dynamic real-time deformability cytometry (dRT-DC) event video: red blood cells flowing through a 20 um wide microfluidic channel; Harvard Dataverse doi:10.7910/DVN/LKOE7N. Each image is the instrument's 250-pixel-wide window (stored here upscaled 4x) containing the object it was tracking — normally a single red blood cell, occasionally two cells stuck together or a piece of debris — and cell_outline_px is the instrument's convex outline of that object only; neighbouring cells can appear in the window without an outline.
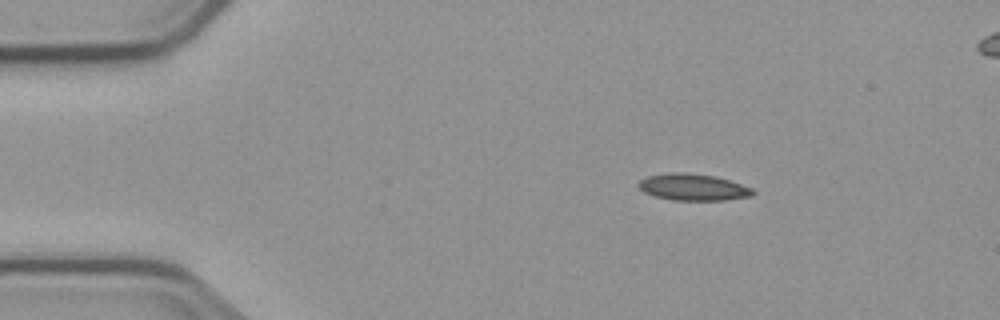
{"species": "common noctule bat (a hibernating species)", "species_latin": "Nyctalus noctula", "temperature_condition": "cold", "stored_images_in_passage": 4, "camera_frame_rate_fps": 3000, "um_per_image_px": 0.085, "animal": {"sex": "male", "body_mass_g": 23.1, "forearm_length_mm": 52.7}, "frame": {"image": 1, "passage_image": 1, "time_ms": 0.0, "image_size_px": [1000, 320], "cell_outline_px": [[756, 192], [752, 196], [724, 200], [672, 200], [656, 196], [644, 192], [636, 184], [640, 180], [648, 176], [668, 172], [688, 172], [716, 176], [752, 188]], "centroid_in_image_um": [58.91, 15.9], "position_along_channel_um": 26.1, "area_um2": 17.8}}